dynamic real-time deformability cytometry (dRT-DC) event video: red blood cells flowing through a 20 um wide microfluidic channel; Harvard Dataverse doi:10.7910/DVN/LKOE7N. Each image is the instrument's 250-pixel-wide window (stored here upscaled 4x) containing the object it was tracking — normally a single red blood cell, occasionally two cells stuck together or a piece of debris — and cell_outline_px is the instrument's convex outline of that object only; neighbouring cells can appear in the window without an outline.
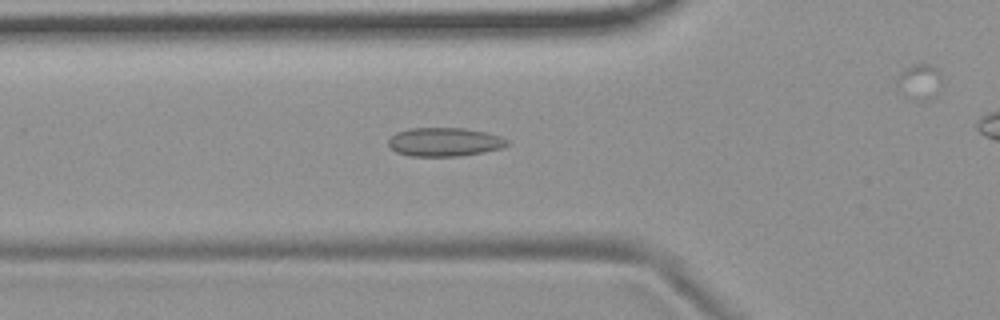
{"species": "common noctule bat (a hibernating species)", "species_latin": "Nyctalus noctula", "temperature_condition": "room temperature", "stored_images_in_passage": 46, "camera_frame_rate_fps": 3000, "um_per_image_px": 0.085, "animal": {"sex": "female", "body_mass_g": 19.9}, "frame": {"image": 1, "passage_image": 19, "time_ms": 6.0, "image_size_px": [1000, 320], "cell_outline_px": [[508, 144], [504, 148], [484, 152], [460, 156], [408, 156], [396, 152], [388, 144], [388, 140], [396, 132], [408, 128], [464, 128], [484, 132], [500, 136], [508, 140]], "centroid_in_image_um": [37.78, 12.07], "position_along_channel_um": 88.0, "area_um2": 19.94}}
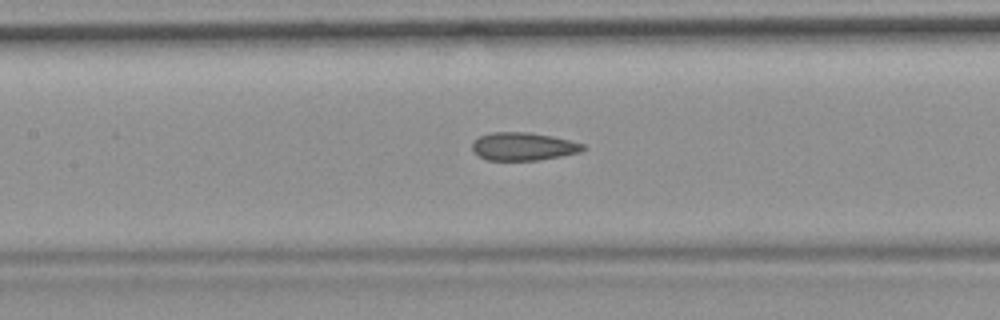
{"frame": {"image": 2, "passage_image": 25, "time_ms": 8.0, "image_size_px": [1000, 320], "cell_outline_px": [[584, 148], [580, 152], [560, 156], [536, 160], [488, 160], [472, 152], [472, 144], [480, 136], [492, 132], [528, 132], [552, 136], [584, 144]], "centroid_in_image_um": [44.45, 12.44], "position_along_channel_um": 163.0, "area_um2": 17.86}}
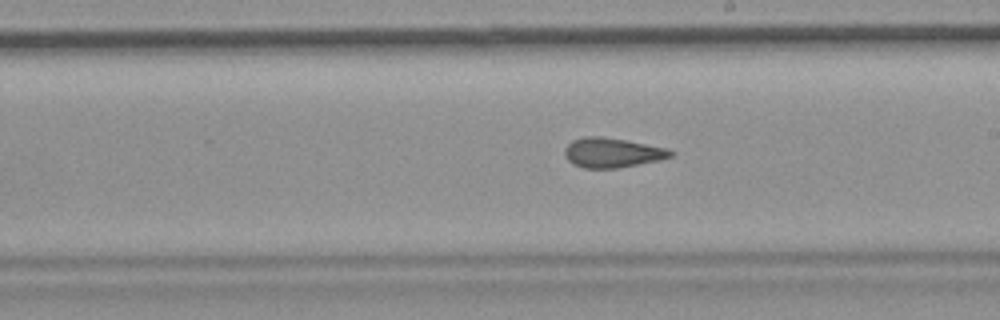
{"frame": {"image": 3, "passage_image": 31, "time_ms": 10.0, "image_size_px": [1000, 320], "cell_outline_px": [[672, 156], [656, 160], [616, 168], [584, 168], [572, 164], [564, 156], [564, 148], [572, 140], [584, 136], [600, 136], [624, 140], [668, 148], [672, 152]], "centroid_in_image_um": [51.96, 12.97], "position_along_channel_um": 237.0, "area_um2": 18.09}}